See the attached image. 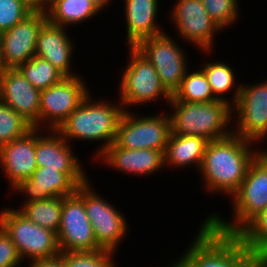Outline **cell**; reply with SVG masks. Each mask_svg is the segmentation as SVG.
I'll return each instance as SVG.
<instances>
[{
    "mask_svg": "<svg viewBox=\"0 0 267 267\" xmlns=\"http://www.w3.org/2000/svg\"><path fill=\"white\" fill-rule=\"evenodd\" d=\"M248 140L231 134L209 141L201 170L209 189H219L234 194L246 176L250 164L257 157L247 150Z\"/></svg>",
    "mask_w": 267,
    "mask_h": 267,
    "instance_id": "6da1fadb",
    "label": "cell"
},
{
    "mask_svg": "<svg viewBox=\"0 0 267 267\" xmlns=\"http://www.w3.org/2000/svg\"><path fill=\"white\" fill-rule=\"evenodd\" d=\"M187 252L178 262L182 267H253L254 254L240 236L222 233L208 221Z\"/></svg>",
    "mask_w": 267,
    "mask_h": 267,
    "instance_id": "7a4b0ae2",
    "label": "cell"
},
{
    "mask_svg": "<svg viewBox=\"0 0 267 267\" xmlns=\"http://www.w3.org/2000/svg\"><path fill=\"white\" fill-rule=\"evenodd\" d=\"M235 195V196H234ZM235 197L236 220L233 225L212 216L207 221L218 231L225 234H239L256 216L267 208V154H259L250 164L245 178Z\"/></svg>",
    "mask_w": 267,
    "mask_h": 267,
    "instance_id": "3957f363",
    "label": "cell"
},
{
    "mask_svg": "<svg viewBox=\"0 0 267 267\" xmlns=\"http://www.w3.org/2000/svg\"><path fill=\"white\" fill-rule=\"evenodd\" d=\"M177 108L170 118L171 133L185 136H200L208 141L229 136L223 126L230 119L229 103L224 100L212 102H171ZM223 131V133H222Z\"/></svg>",
    "mask_w": 267,
    "mask_h": 267,
    "instance_id": "277c9868",
    "label": "cell"
},
{
    "mask_svg": "<svg viewBox=\"0 0 267 267\" xmlns=\"http://www.w3.org/2000/svg\"><path fill=\"white\" fill-rule=\"evenodd\" d=\"M87 99L88 96L56 130L64 137L106 139L107 143L100 151L101 154L114 143L118 123L124 111L109 104H91Z\"/></svg>",
    "mask_w": 267,
    "mask_h": 267,
    "instance_id": "5b68a950",
    "label": "cell"
},
{
    "mask_svg": "<svg viewBox=\"0 0 267 267\" xmlns=\"http://www.w3.org/2000/svg\"><path fill=\"white\" fill-rule=\"evenodd\" d=\"M0 226L16 245L20 258H51L61 253L57 233L30 221L20 211L8 210L0 215Z\"/></svg>",
    "mask_w": 267,
    "mask_h": 267,
    "instance_id": "8992f818",
    "label": "cell"
},
{
    "mask_svg": "<svg viewBox=\"0 0 267 267\" xmlns=\"http://www.w3.org/2000/svg\"><path fill=\"white\" fill-rule=\"evenodd\" d=\"M57 239L61 252L98 251L101 249L97 245L93 227L86 214L84 184L78 186L74 194L63 197Z\"/></svg>",
    "mask_w": 267,
    "mask_h": 267,
    "instance_id": "52a82bcc",
    "label": "cell"
},
{
    "mask_svg": "<svg viewBox=\"0 0 267 267\" xmlns=\"http://www.w3.org/2000/svg\"><path fill=\"white\" fill-rule=\"evenodd\" d=\"M171 135L168 117H148L134 120L123 112L116 131L114 144L126 149H153L165 151Z\"/></svg>",
    "mask_w": 267,
    "mask_h": 267,
    "instance_id": "ba28073f",
    "label": "cell"
},
{
    "mask_svg": "<svg viewBox=\"0 0 267 267\" xmlns=\"http://www.w3.org/2000/svg\"><path fill=\"white\" fill-rule=\"evenodd\" d=\"M135 48L153 65L161 83L173 95L186 71L180 48L163 33L141 40Z\"/></svg>",
    "mask_w": 267,
    "mask_h": 267,
    "instance_id": "9c48e42d",
    "label": "cell"
},
{
    "mask_svg": "<svg viewBox=\"0 0 267 267\" xmlns=\"http://www.w3.org/2000/svg\"><path fill=\"white\" fill-rule=\"evenodd\" d=\"M47 14L32 12L20 23L0 34L3 62L6 68H17L35 56V46Z\"/></svg>",
    "mask_w": 267,
    "mask_h": 267,
    "instance_id": "30bf717a",
    "label": "cell"
},
{
    "mask_svg": "<svg viewBox=\"0 0 267 267\" xmlns=\"http://www.w3.org/2000/svg\"><path fill=\"white\" fill-rule=\"evenodd\" d=\"M131 53L132 62L122 79V101L127 104L146 102L162 93L170 100L172 95L161 83L153 65L135 47H131Z\"/></svg>",
    "mask_w": 267,
    "mask_h": 267,
    "instance_id": "8fae6325",
    "label": "cell"
},
{
    "mask_svg": "<svg viewBox=\"0 0 267 267\" xmlns=\"http://www.w3.org/2000/svg\"><path fill=\"white\" fill-rule=\"evenodd\" d=\"M86 89L75 75L65 77L60 83L41 90L39 120L53 117L56 130L87 97Z\"/></svg>",
    "mask_w": 267,
    "mask_h": 267,
    "instance_id": "7c38bea8",
    "label": "cell"
},
{
    "mask_svg": "<svg viewBox=\"0 0 267 267\" xmlns=\"http://www.w3.org/2000/svg\"><path fill=\"white\" fill-rule=\"evenodd\" d=\"M41 90L36 89L17 68H7L0 76V101L38 127Z\"/></svg>",
    "mask_w": 267,
    "mask_h": 267,
    "instance_id": "4fadbf2b",
    "label": "cell"
},
{
    "mask_svg": "<svg viewBox=\"0 0 267 267\" xmlns=\"http://www.w3.org/2000/svg\"><path fill=\"white\" fill-rule=\"evenodd\" d=\"M84 183V205L97 245L113 252L126 230L124 218L108 203L88 190Z\"/></svg>",
    "mask_w": 267,
    "mask_h": 267,
    "instance_id": "5bb4252c",
    "label": "cell"
},
{
    "mask_svg": "<svg viewBox=\"0 0 267 267\" xmlns=\"http://www.w3.org/2000/svg\"><path fill=\"white\" fill-rule=\"evenodd\" d=\"M236 91L235 105L240 114L238 136L248 141L263 137L267 132V83Z\"/></svg>",
    "mask_w": 267,
    "mask_h": 267,
    "instance_id": "9a60e30c",
    "label": "cell"
},
{
    "mask_svg": "<svg viewBox=\"0 0 267 267\" xmlns=\"http://www.w3.org/2000/svg\"><path fill=\"white\" fill-rule=\"evenodd\" d=\"M173 15L185 38L209 49L213 31L220 27L207 13L201 0H180Z\"/></svg>",
    "mask_w": 267,
    "mask_h": 267,
    "instance_id": "2e32d148",
    "label": "cell"
},
{
    "mask_svg": "<svg viewBox=\"0 0 267 267\" xmlns=\"http://www.w3.org/2000/svg\"><path fill=\"white\" fill-rule=\"evenodd\" d=\"M36 129L0 147V160L14 186L20 180L30 178L38 167L35 156L36 136L33 135Z\"/></svg>",
    "mask_w": 267,
    "mask_h": 267,
    "instance_id": "e0dca14e",
    "label": "cell"
},
{
    "mask_svg": "<svg viewBox=\"0 0 267 267\" xmlns=\"http://www.w3.org/2000/svg\"><path fill=\"white\" fill-rule=\"evenodd\" d=\"M15 187L31 195L27 203L51 197H67L74 194L78 188L65 173L41 166L35 169L30 178L20 180Z\"/></svg>",
    "mask_w": 267,
    "mask_h": 267,
    "instance_id": "ac0fdd59",
    "label": "cell"
},
{
    "mask_svg": "<svg viewBox=\"0 0 267 267\" xmlns=\"http://www.w3.org/2000/svg\"><path fill=\"white\" fill-rule=\"evenodd\" d=\"M64 139L36 137V162L38 166L46 169H57L65 173L77 186L86 183L79 162L71 155Z\"/></svg>",
    "mask_w": 267,
    "mask_h": 267,
    "instance_id": "d6986e66",
    "label": "cell"
},
{
    "mask_svg": "<svg viewBox=\"0 0 267 267\" xmlns=\"http://www.w3.org/2000/svg\"><path fill=\"white\" fill-rule=\"evenodd\" d=\"M62 27L49 21L42 26L36 41L35 56L48 61L65 77H73L68 70L72 46Z\"/></svg>",
    "mask_w": 267,
    "mask_h": 267,
    "instance_id": "ffe728a7",
    "label": "cell"
},
{
    "mask_svg": "<svg viewBox=\"0 0 267 267\" xmlns=\"http://www.w3.org/2000/svg\"><path fill=\"white\" fill-rule=\"evenodd\" d=\"M163 153V151L153 149H126L112 143L102 155L106 157L108 163H111L110 165L125 172L145 174L164 165Z\"/></svg>",
    "mask_w": 267,
    "mask_h": 267,
    "instance_id": "44dd1931",
    "label": "cell"
},
{
    "mask_svg": "<svg viewBox=\"0 0 267 267\" xmlns=\"http://www.w3.org/2000/svg\"><path fill=\"white\" fill-rule=\"evenodd\" d=\"M156 10L157 0H126L127 31L131 47L143 39L162 33L154 25Z\"/></svg>",
    "mask_w": 267,
    "mask_h": 267,
    "instance_id": "7402d4cb",
    "label": "cell"
},
{
    "mask_svg": "<svg viewBox=\"0 0 267 267\" xmlns=\"http://www.w3.org/2000/svg\"><path fill=\"white\" fill-rule=\"evenodd\" d=\"M208 140L200 136H185L171 133L163 153L164 162L180 166L197 162L201 167Z\"/></svg>",
    "mask_w": 267,
    "mask_h": 267,
    "instance_id": "603a6c76",
    "label": "cell"
},
{
    "mask_svg": "<svg viewBox=\"0 0 267 267\" xmlns=\"http://www.w3.org/2000/svg\"><path fill=\"white\" fill-rule=\"evenodd\" d=\"M50 5L47 19L58 26L80 22L99 10L90 0H52Z\"/></svg>",
    "mask_w": 267,
    "mask_h": 267,
    "instance_id": "cb8c5ba5",
    "label": "cell"
},
{
    "mask_svg": "<svg viewBox=\"0 0 267 267\" xmlns=\"http://www.w3.org/2000/svg\"><path fill=\"white\" fill-rule=\"evenodd\" d=\"M213 91L205 72L185 73L180 87L175 91L170 102H212L220 100L212 95Z\"/></svg>",
    "mask_w": 267,
    "mask_h": 267,
    "instance_id": "d4e9b609",
    "label": "cell"
},
{
    "mask_svg": "<svg viewBox=\"0 0 267 267\" xmlns=\"http://www.w3.org/2000/svg\"><path fill=\"white\" fill-rule=\"evenodd\" d=\"M63 197H51L41 201L27 203L20 211L30 221L50 229L55 233L59 230Z\"/></svg>",
    "mask_w": 267,
    "mask_h": 267,
    "instance_id": "484cf974",
    "label": "cell"
},
{
    "mask_svg": "<svg viewBox=\"0 0 267 267\" xmlns=\"http://www.w3.org/2000/svg\"><path fill=\"white\" fill-rule=\"evenodd\" d=\"M17 69L39 90H44L52 85L58 84L65 78V76L48 61L37 56L20 64Z\"/></svg>",
    "mask_w": 267,
    "mask_h": 267,
    "instance_id": "4316f807",
    "label": "cell"
},
{
    "mask_svg": "<svg viewBox=\"0 0 267 267\" xmlns=\"http://www.w3.org/2000/svg\"><path fill=\"white\" fill-rule=\"evenodd\" d=\"M33 128L20 114L0 101V147L23 137Z\"/></svg>",
    "mask_w": 267,
    "mask_h": 267,
    "instance_id": "83f0119b",
    "label": "cell"
},
{
    "mask_svg": "<svg viewBox=\"0 0 267 267\" xmlns=\"http://www.w3.org/2000/svg\"><path fill=\"white\" fill-rule=\"evenodd\" d=\"M238 235L254 255L267 253V208Z\"/></svg>",
    "mask_w": 267,
    "mask_h": 267,
    "instance_id": "f1b7e54d",
    "label": "cell"
},
{
    "mask_svg": "<svg viewBox=\"0 0 267 267\" xmlns=\"http://www.w3.org/2000/svg\"><path fill=\"white\" fill-rule=\"evenodd\" d=\"M111 251L63 252L65 267H113L109 260Z\"/></svg>",
    "mask_w": 267,
    "mask_h": 267,
    "instance_id": "f546056e",
    "label": "cell"
},
{
    "mask_svg": "<svg viewBox=\"0 0 267 267\" xmlns=\"http://www.w3.org/2000/svg\"><path fill=\"white\" fill-rule=\"evenodd\" d=\"M31 13L23 0H0V34L20 23Z\"/></svg>",
    "mask_w": 267,
    "mask_h": 267,
    "instance_id": "4dcf8cb0",
    "label": "cell"
},
{
    "mask_svg": "<svg viewBox=\"0 0 267 267\" xmlns=\"http://www.w3.org/2000/svg\"><path fill=\"white\" fill-rule=\"evenodd\" d=\"M213 93L222 94L228 91L234 82V75L230 67L223 63L206 64L203 68Z\"/></svg>",
    "mask_w": 267,
    "mask_h": 267,
    "instance_id": "1f68e13d",
    "label": "cell"
},
{
    "mask_svg": "<svg viewBox=\"0 0 267 267\" xmlns=\"http://www.w3.org/2000/svg\"><path fill=\"white\" fill-rule=\"evenodd\" d=\"M207 13L219 27L232 22L237 15V0H201Z\"/></svg>",
    "mask_w": 267,
    "mask_h": 267,
    "instance_id": "d6a6232c",
    "label": "cell"
},
{
    "mask_svg": "<svg viewBox=\"0 0 267 267\" xmlns=\"http://www.w3.org/2000/svg\"><path fill=\"white\" fill-rule=\"evenodd\" d=\"M20 260L16 245L0 226V267H15Z\"/></svg>",
    "mask_w": 267,
    "mask_h": 267,
    "instance_id": "836d02e7",
    "label": "cell"
},
{
    "mask_svg": "<svg viewBox=\"0 0 267 267\" xmlns=\"http://www.w3.org/2000/svg\"><path fill=\"white\" fill-rule=\"evenodd\" d=\"M33 261L34 263L31 264V267H65L63 260V252L51 258L36 259Z\"/></svg>",
    "mask_w": 267,
    "mask_h": 267,
    "instance_id": "e575fe53",
    "label": "cell"
},
{
    "mask_svg": "<svg viewBox=\"0 0 267 267\" xmlns=\"http://www.w3.org/2000/svg\"><path fill=\"white\" fill-rule=\"evenodd\" d=\"M51 3V0H23V3L32 11V12H42L45 13L42 5L43 3ZM42 4V5H41Z\"/></svg>",
    "mask_w": 267,
    "mask_h": 267,
    "instance_id": "d590c367",
    "label": "cell"
},
{
    "mask_svg": "<svg viewBox=\"0 0 267 267\" xmlns=\"http://www.w3.org/2000/svg\"><path fill=\"white\" fill-rule=\"evenodd\" d=\"M253 267H267V253L254 255Z\"/></svg>",
    "mask_w": 267,
    "mask_h": 267,
    "instance_id": "8d00e7d4",
    "label": "cell"
},
{
    "mask_svg": "<svg viewBox=\"0 0 267 267\" xmlns=\"http://www.w3.org/2000/svg\"><path fill=\"white\" fill-rule=\"evenodd\" d=\"M6 66L3 62V57H2V49H1V42H0V76L4 73L6 70Z\"/></svg>",
    "mask_w": 267,
    "mask_h": 267,
    "instance_id": "74e56055",
    "label": "cell"
},
{
    "mask_svg": "<svg viewBox=\"0 0 267 267\" xmlns=\"http://www.w3.org/2000/svg\"><path fill=\"white\" fill-rule=\"evenodd\" d=\"M99 10L102 8V6L106 5L105 3L108 0H90Z\"/></svg>",
    "mask_w": 267,
    "mask_h": 267,
    "instance_id": "f35d334b",
    "label": "cell"
},
{
    "mask_svg": "<svg viewBox=\"0 0 267 267\" xmlns=\"http://www.w3.org/2000/svg\"><path fill=\"white\" fill-rule=\"evenodd\" d=\"M173 267H182V266L179 263H176V265Z\"/></svg>",
    "mask_w": 267,
    "mask_h": 267,
    "instance_id": "ab89813d",
    "label": "cell"
}]
</instances>
